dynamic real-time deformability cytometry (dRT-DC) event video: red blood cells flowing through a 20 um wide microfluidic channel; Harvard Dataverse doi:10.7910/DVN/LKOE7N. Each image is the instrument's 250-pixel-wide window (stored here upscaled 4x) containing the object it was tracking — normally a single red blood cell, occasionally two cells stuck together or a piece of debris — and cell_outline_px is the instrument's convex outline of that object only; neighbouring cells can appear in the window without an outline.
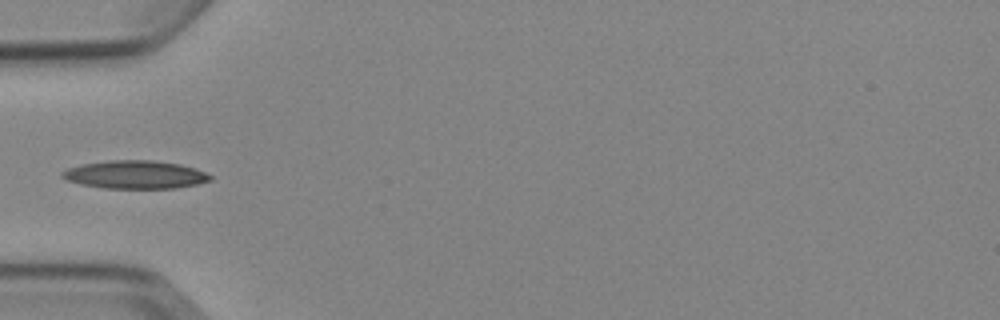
{"species": "Egyptian fruit bat (a non-hibernating species)", "species_latin": "Rousettus aegyptiacus", "temperature_condition": "cold", "stored_images_in_passage": 4, "camera_frame_rate_fps": 3000, "um_per_image_px": 0.085, "animal": {"sex": "female"}, "frame": {"image": 1, "passage_image": 4, "time_ms": 3.667, "image_size_px": [1000, 320], "cell_outline_px": [[212, 180], [196, 184], [176, 188], [104, 188], [80, 184], [68, 180], [60, 176], [60, 172], [68, 168], [80, 164], [108, 160], [152, 160], [180, 164], [196, 168], [212, 176]], "centroid_in_image_um": [11.47, 14.84], "position_along_channel_um": 73.5, "area_um2": 24.33}}